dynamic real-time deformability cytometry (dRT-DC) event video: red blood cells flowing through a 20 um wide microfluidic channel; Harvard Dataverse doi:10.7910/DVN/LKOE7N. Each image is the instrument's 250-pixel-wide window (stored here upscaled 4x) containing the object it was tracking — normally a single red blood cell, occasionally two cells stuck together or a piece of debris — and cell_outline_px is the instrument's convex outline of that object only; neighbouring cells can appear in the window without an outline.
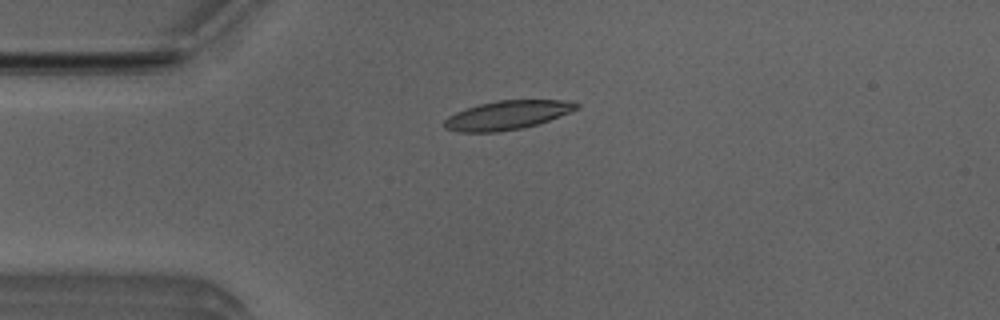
{"species": "Egyptian fruit bat (a non-hibernating species)", "species_latin": "Rousettus aegyptiacus", "temperature_condition": "room temperature", "stored_images_in_passage": 2, "camera_frame_rate_fps": 3000, "um_per_image_px": 0.085, "animal": {"sex": "male"}, "frame": {"image": 1, "passage_image": 2, "time_ms": 0.333, "image_size_px": [1000, 320], "cell_outline_px": [[580, 108], [548, 120], [536, 124], [520, 128], [500, 132], [460, 132], [444, 128], [444, 120], [448, 116], [456, 112], [480, 104], [496, 100], [572, 100], [580, 104]], "centroid_in_image_um": [43.13, 9.78], "position_along_channel_um": 41.9, "area_um2": 22.14}}